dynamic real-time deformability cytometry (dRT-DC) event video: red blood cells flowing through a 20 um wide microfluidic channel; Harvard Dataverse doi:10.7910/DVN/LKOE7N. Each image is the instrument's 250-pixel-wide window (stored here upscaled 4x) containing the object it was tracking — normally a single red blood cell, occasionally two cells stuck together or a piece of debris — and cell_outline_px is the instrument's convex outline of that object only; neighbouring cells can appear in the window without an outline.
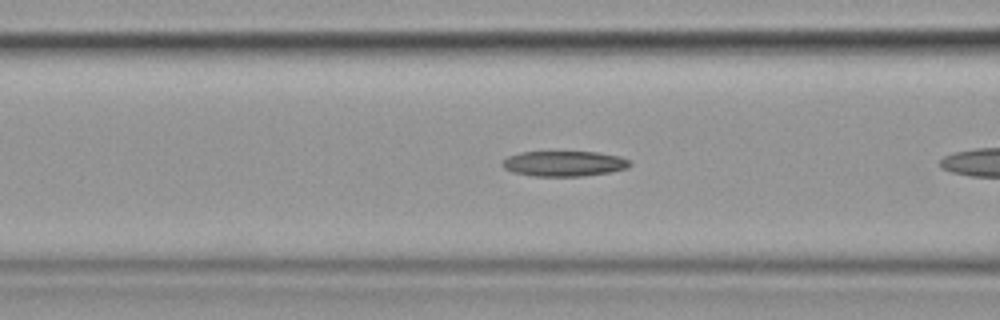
{"species": "common noctule bat (a hibernating species)", "species_latin": "Nyctalus noctula", "temperature_condition": "cold", "stored_images_in_passage": 10, "camera_frame_rate_fps": 3000, "um_per_image_px": 0.085, "animal": {"sex": "female", "body_mass_g": 19.9}, "frame": {"image": 1, "passage_image": 6, "time_ms": 1.667, "image_size_px": [1000, 320], "cell_outline_px": [[632, 164], [628, 168], [612, 172], [580, 176], [532, 176], [512, 172], [504, 168], [500, 164], [508, 156], [520, 152], [596, 152], [620, 156], [628, 160]], "centroid_in_image_um": [47.94, 13.91], "position_along_channel_um": 118.7, "area_um2": 18.9}}
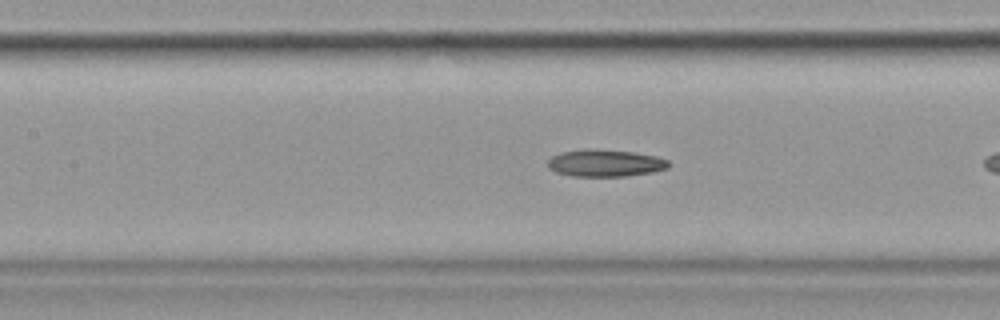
{"frame": {"image": 2, "passage_image": 9, "time_ms": 2.667, "image_size_px": [1000, 320], "cell_outline_px": [[668, 168], [652, 172], [628, 176], [572, 176], [556, 172], [548, 168], [548, 160], [552, 156], [560, 152], [584, 148], [596, 148], [632, 152], [656, 156], [668, 160]], "centroid_in_image_um": [51.41, 13.85], "position_along_channel_um": 156.0, "area_um2": 19.25}}